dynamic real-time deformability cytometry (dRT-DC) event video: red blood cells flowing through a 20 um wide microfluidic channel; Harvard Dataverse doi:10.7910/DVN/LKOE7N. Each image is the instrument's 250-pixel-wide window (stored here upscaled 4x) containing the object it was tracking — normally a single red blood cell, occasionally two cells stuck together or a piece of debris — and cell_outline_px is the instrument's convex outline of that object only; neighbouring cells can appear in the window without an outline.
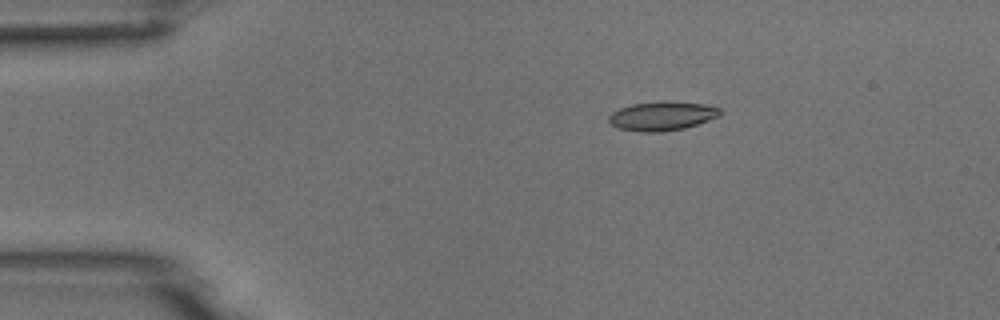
{"species": "common noctule bat (a hibernating species)", "species_latin": "Nyctalus noctula", "temperature_condition": "room temperature", "stored_images_in_passage": 4, "camera_frame_rate_fps": 3000, "um_per_image_px": 0.085, "animal": {"sex": "male", "body_mass_g": 18.8}, "frame": {"image": 1, "passage_image": 1, "time_ms": 0.0, "image_size_px": [1000, 320], "cell_outline_px": [[720, 116], [684, 128], [660, 132], [640, 132], [620, 128], [612, 124], [608, 120], [608, 116], [612, 112], [620, 108], [632, 104], [664, 100], [668, 100], [708, 104], [720, 108]], "centroid_in_image_um": [56.29, 9.84], "position_along_channel_um": 28.7, "area_um2": 18.96}}
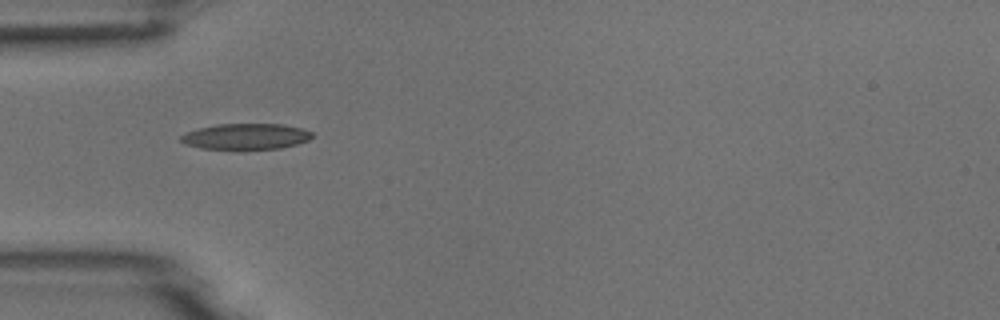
{"frame": {"image": 2, "passage_image": 3, "time_ms": 2.333, "image_size_px": [1000, 320], "cell_outline_px": [[312, 136], [308, 140], [296, 144], [280, 148], [244, 152], [200, 148], [184, 144], [180, 140], [180, 136], [188, 132], [200, 128], [216, 124], [284, 124], [304, 128], [312, 132]], "centroid_in_image_um": [20.9, 11.64], "position_along_channel_um": 64.1, "area_um2": 20.63}}